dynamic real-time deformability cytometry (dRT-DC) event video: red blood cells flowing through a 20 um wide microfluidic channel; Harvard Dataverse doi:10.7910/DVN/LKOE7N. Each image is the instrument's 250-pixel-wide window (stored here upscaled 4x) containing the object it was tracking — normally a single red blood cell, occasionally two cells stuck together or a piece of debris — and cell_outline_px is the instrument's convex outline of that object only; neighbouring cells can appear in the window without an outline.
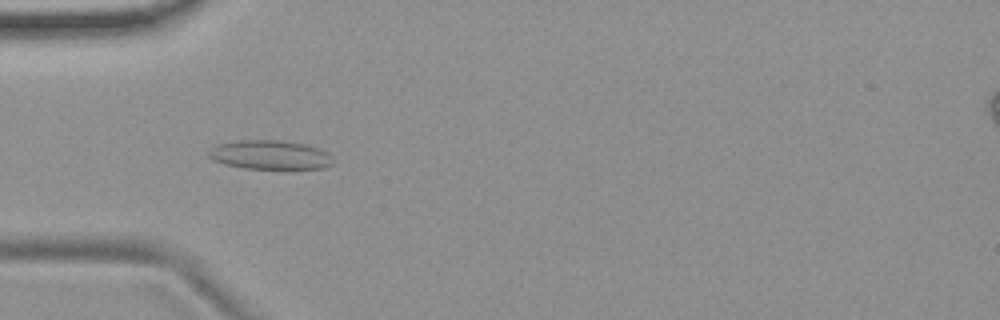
{"species": "common noctule bat (a hibernating species)", "species_latin": "Nyctalus noctula", "temperature_condition": "room temperature", "stored_images_in_passage": 54, "camera_frame_rate_fps": 3000, "um_per_image_px": 0.085, "animal": {"sex": "female", "body_mass_g": 19.9}, "frame": {"image": 1, "passage_image": 17, "time_ms": 5.333, "image_size_px": [1000, 320], "cell_outline_px": [[332, 164], [324, 168], [288, 172], [244, 168], [224, 164], [212, 160], [208, 156], [208, 152], [212, 148], [220, 144], [236, 140], [280, 140], [304, 144], [320, 148], [328, 152], [332, 156]], "centroid_in_image_um": [23.02, 13.22], "position_along_channel_um": 62.0, "area_um2": 22.14}}
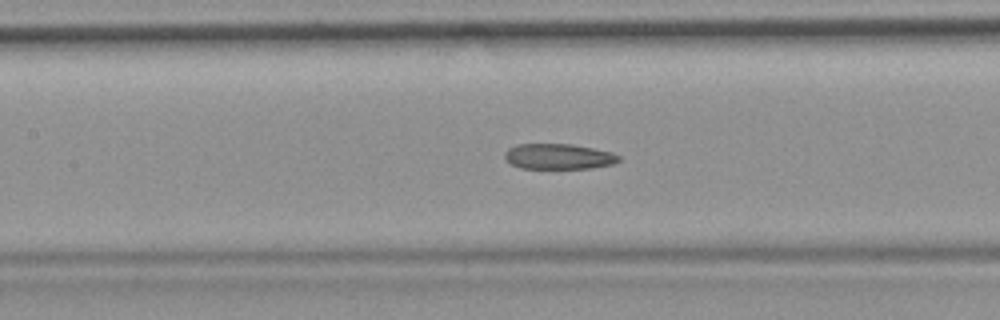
{"frame": {"image": 2, "passage_image": 25, "time_ms": 8.0, "image_size_px": [1000, 320], "cell_outline_px": [[620, 160], [612, 164], [592, 168], [520, 168], [504, 160], [504, 152], [508, 148], [516, 144], [572, 144], [612, 152], [620, 156]], "centroid_in_image_um": [47.44, 13.3], "position_along_channel_um": 160.0, "area_um2": 16.99}}
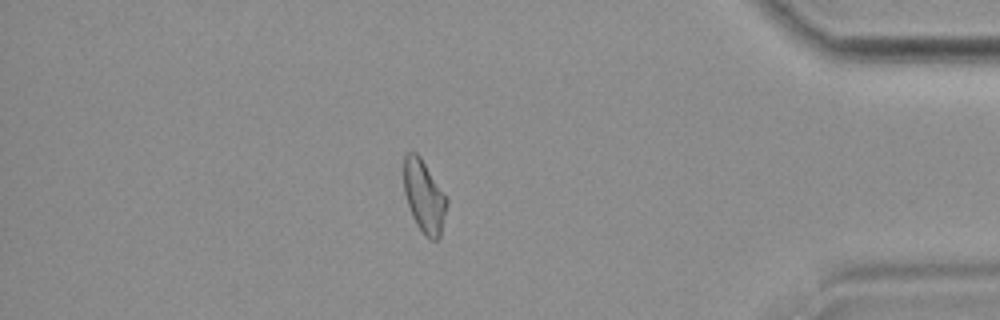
{"frame": {"image": 3, "passage_image": 47, "time_ms": 15.333, "image_size_px": [1000, 320], "cell_outline_px": [[448, 204], [440, 236], [436, 240], [432, 240], [424, 236], [416, 224], [412, 216], [404, 192], [404, 156], [408, 152], [416, 152], [420, 156], [448, 200]], "centroid_in_image_um": [36.05, 16.72], "position_along_channel_um": 399.2, "area_um2": 18.03}, "authors_computed_cell_mechanics": {"area_um2": 18.6405, "velocity_mm_per_s": 3.7409, "shape_relaxation_time_tau1_ms": null, "shape_relaxation_time_tau2_ms": 4.6296, "deformation_change_tau1": null, "deformation_change_tau2": 0.117}}